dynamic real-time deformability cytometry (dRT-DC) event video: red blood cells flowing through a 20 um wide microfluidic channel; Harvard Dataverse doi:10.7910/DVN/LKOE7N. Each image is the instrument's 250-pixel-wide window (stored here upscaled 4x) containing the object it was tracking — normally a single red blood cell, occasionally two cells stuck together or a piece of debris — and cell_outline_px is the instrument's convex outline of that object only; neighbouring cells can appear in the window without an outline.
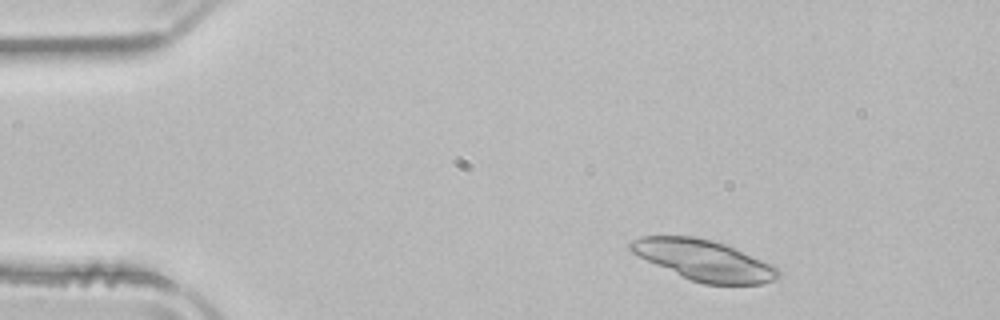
{"species": "common noctule bat (a hibernating species)", "species_latin": "Nyctalus noctula", "temperature_condition": "room temperature", "stored_images_in_passage": 48, "segment_of_instrument_passage": [1, 2], "camera_frame_rate_fps": 3000, "um_per_image_px": 0.085, "animal": {"sex": "male", "body_mass_g": 21.5, "forearm_length_mm": 52.0}, "frame": {"image": 1, "passage_image": 4, "time_ms": 1.0, "image_size_px": [1000, 320], "cell_outline_px": [[780, 276], [776, 280], [760, 284], [704, 284], [692, 280], [656, 264], [632, 252], [628, 248], [628, 244], [632, 240], [640, 236], [692, 236], [712, 240], [724, 244], [772, 264], [780, 268]], "centroid_in_image_um": [59.87, 22.11], "position_along_channel_um": 25.1, "area_um2": 34.45}}